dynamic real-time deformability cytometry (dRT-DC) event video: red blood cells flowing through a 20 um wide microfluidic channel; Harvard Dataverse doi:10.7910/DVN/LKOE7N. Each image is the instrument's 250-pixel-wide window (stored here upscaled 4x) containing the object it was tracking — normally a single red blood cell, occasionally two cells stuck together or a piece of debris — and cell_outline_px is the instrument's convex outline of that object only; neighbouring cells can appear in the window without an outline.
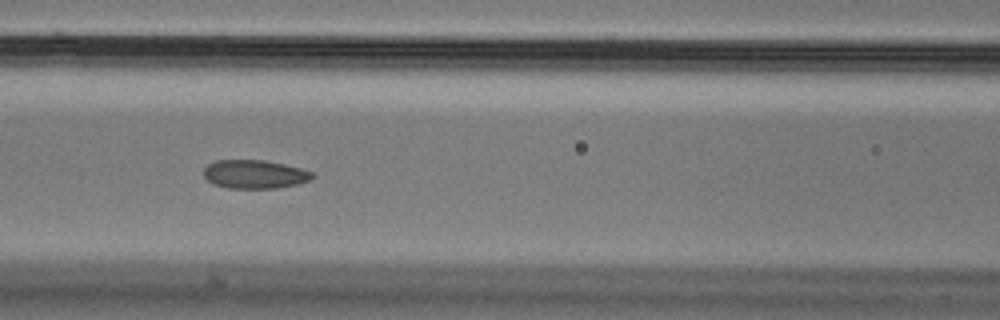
{"species": "Egyptian fruit bat (a non-hibernating species)", "species_latin": "Rousettus aegyptiacus", "temperature_condition": "cold", "stored_images_in_passage": 9, "camera_frame_rate_fps": 3000, "um_per_image_px": 0.085, "animal": {"sex": "male"}, "frame": {"image": 1, "passage_image": 7, "time_ms": 2.0, "image_size_px": [1000, 320], "cell_outline_px": [[316, 176], [312, 180], [280, 188], [228, 188], [212, 184], [204, 176], [204, 168], [208, 164], [216, 160], [264, 160], [284, 164], [300, 168], [312, 172]], "centroid_in_image_um": [21.66, 14.81], "position_along_channel_um": 144.9, "area_um2": 18.21}}
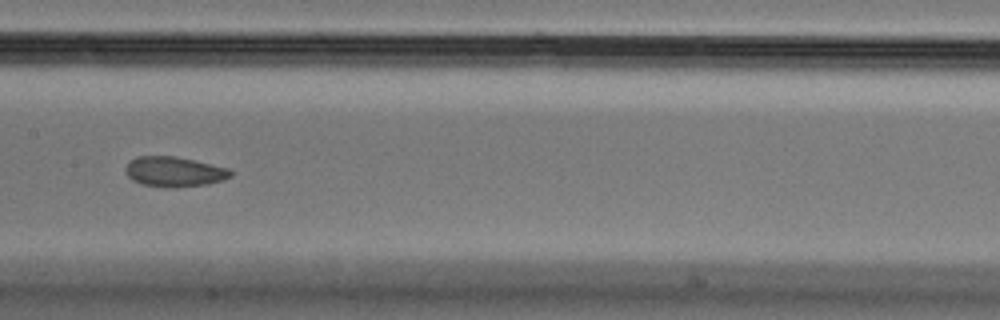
{"frame": {"image": 2, "passage_image": 8, "time_ms": 2.333, "image_size_px": [1000, 320], "cell_outline_px": [[232, 176], [224, 180], [208, 184], [176, 188], [164, 188], [144, 184], [132, 180], [128, 176], [124, 168], [128, 160], [136, 156], [176, 156], [196, 160], [228, 168], [232, 172]], "centroid_in_image_um": [14.8, 14.59], "position_along_channel_um": 192.6, "area_um2": 18.79}}
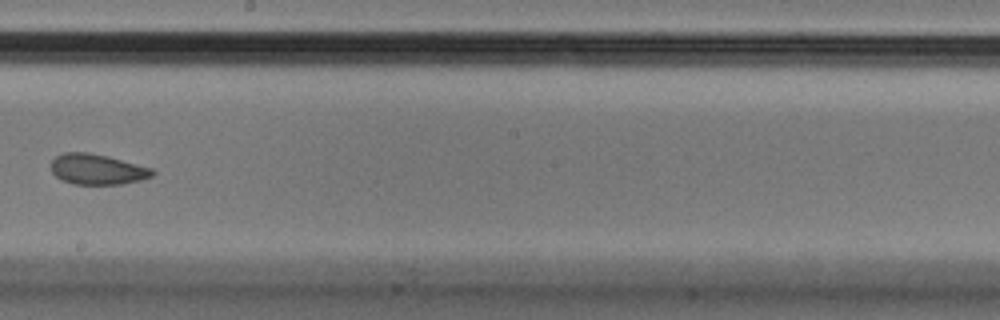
{"frame": {"image": 3, "passage_image": 9, "time_ms": 2.667, "image_size_px": [1000, 320], "cell_outline_px": [[156, 172], [152, 176], [140, 180], [120, 184], [72, 184], [60, 180], [52, 172], [52, 160], [56, 156], [64, 152], [88, 152], [108, 156], [152, 168]], "centroid_in_image_um": [8.26, 14.39], "position_along_channel_um": 239.9, "area_um2": 18.03}}